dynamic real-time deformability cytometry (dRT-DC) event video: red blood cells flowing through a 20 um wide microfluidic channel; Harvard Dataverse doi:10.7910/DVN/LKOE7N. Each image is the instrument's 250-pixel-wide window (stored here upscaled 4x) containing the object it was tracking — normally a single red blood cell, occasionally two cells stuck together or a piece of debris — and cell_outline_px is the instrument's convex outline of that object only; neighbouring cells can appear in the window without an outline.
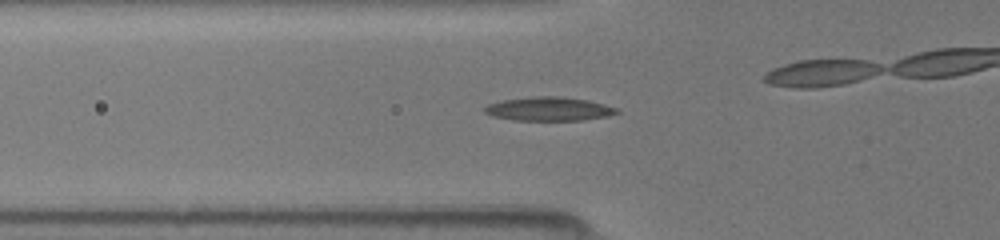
{"species": "common noctule bat (a hibernating species)", "species_latin": "Nyctalus noctula", "temperature_condition": "room temperature", "stored_images_in_passage": 41, "camera_frame_rate_fps": 3000, "um_per_image_px": 0.085, "animal": {"sex": "female", "body_mass_g": 19.5, "forearm_length_mm": 54.1}, "frame": {"image": 1, "passage_image": 18, "time_ms": 5.667, "image_size_px": [1000, 240], "cell_outline_px": [[620, 112], [608, 116], [584, 120], [512, 120], [492, 116], [484, 112], [484, 108], [488, 104], [504, 100], [532, 96], [560, 96], [588, 100], [604, 104], [616, 108]], "centroid_in_image_um": [46.66, 9.26], "position_along_channel_um": 79.1, "area_um2": 18.32}}
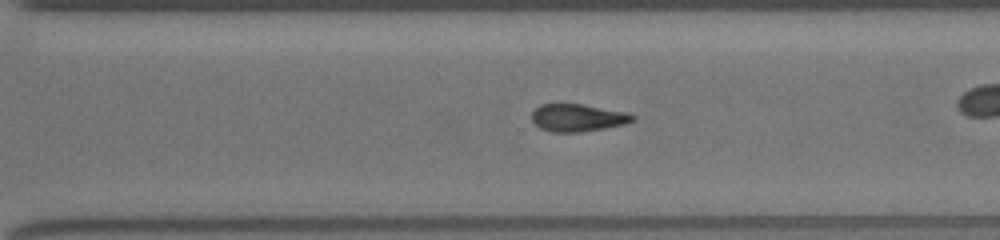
{"frame": {"image": 2, "passage_image": 35, "time_ms": 11.333, "image_size_px": [1000, 240], "cell_outline_px": [[636, 120], [624, 124], [604, 128], [580, 132], [552, 132], [540, 128], [532, 120], [532, 112], [540, 104], [584, 104], [628, 112], [636, 116]], "centroid_in_image_um": [49.14, 10.0], "position_along_channel_um": 321.5, "area_um2": 16.24}}